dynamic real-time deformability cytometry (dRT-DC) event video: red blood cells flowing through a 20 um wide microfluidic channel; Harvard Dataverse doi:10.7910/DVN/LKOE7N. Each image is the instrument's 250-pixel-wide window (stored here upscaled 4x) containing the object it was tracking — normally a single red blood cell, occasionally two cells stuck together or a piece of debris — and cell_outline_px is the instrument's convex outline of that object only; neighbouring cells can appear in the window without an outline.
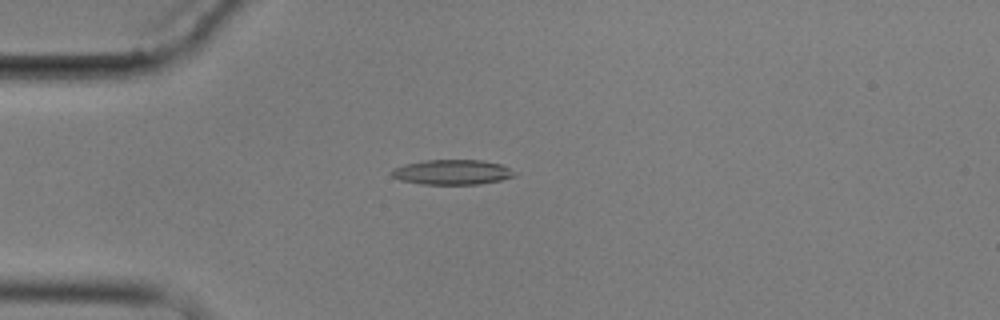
{"species": "common noctule bat (a hibernating species)", "species_latin": "Nyctalus noctula", "temperature_condition": "cold", "stored_images_in_passage": 4, "camera_frame_rate_fps": 3000, "um_per_image_px": 0.085, "animal": {"sex": "male", "body_mass_g": 17.9}, "frame": {"image": 1, "passage_image": 3, "time_ms": 2.333, "image_size_px": [1000, 320], "cell_outline_px": [[516, 176], [500, 180], [480, 184], [420, 184], [400, 180], [392, 176], [392, 168], [404, 164], [424, 160], [480, 160], [500, 164], [516, 172]], "centroid_in_image_um": [38.42, 14.63], "position_along_channel_um": 46.6, "area_um2": 17.86}}